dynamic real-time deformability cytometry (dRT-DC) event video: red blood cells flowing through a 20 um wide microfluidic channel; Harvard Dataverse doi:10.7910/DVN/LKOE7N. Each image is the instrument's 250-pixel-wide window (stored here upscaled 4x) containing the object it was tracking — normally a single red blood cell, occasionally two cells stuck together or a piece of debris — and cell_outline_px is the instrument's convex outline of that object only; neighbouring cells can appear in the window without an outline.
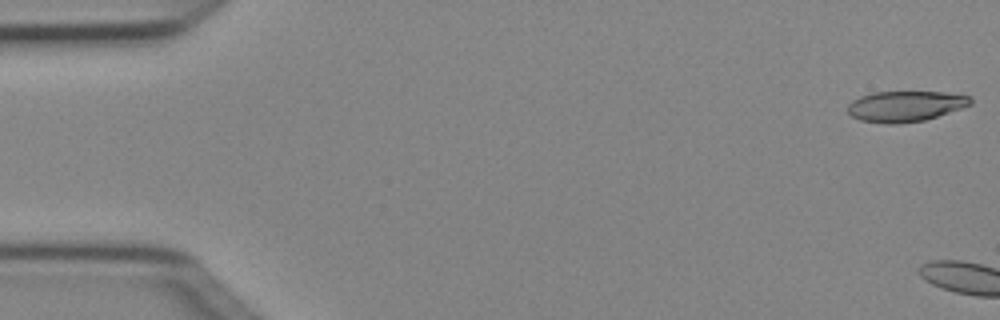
{"species": "Egyptian fruit bat (a non-hibernating species)", "species_latin": "Rousettus aegyptiacus", "temperature_condition": "cold", "stored_images_in_passage": 5, "camera_frame_rate_fps": 3000, "um_per_image_px": 0.085, "animal": {"sex": "female"}, "frame": {"image": 1, "passage_image": 1, "time_ms": 0.0, "image_size_px": [1000, 320], "cell_outline_px": [[972, 104], [924, 120], [896, 124], [888, 124], [860, 120], [852, 116], [848, 112], [848, 104], [852, 100], [860, 96], [872, 92], [944, 92], [972, 96]], "centroid_in_image_um": [76.94, 9.02], "position_along_channel_um": 8.1, "area_um2": 21.85}}